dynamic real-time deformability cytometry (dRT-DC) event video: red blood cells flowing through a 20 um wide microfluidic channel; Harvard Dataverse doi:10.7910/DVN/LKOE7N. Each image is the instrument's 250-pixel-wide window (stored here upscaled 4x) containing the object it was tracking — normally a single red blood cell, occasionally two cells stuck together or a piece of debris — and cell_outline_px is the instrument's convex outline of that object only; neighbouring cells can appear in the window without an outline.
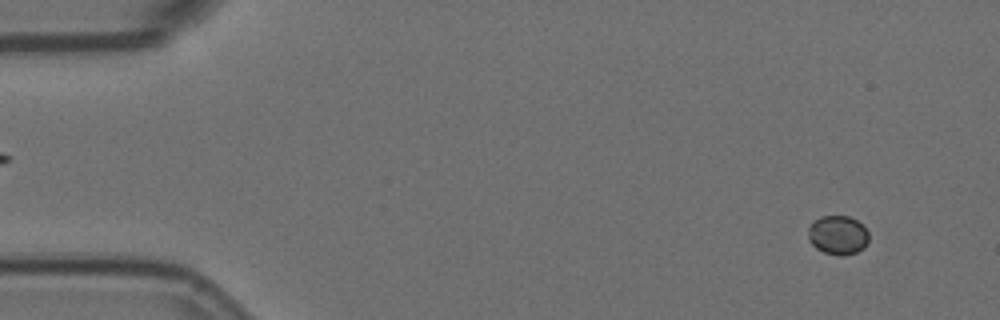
{"species": "Egyptian fruit bat (a non-hibernating species)", "species_latin": "Rousettus aegyptiacus", "temperature_condition": "room temperature", "stored_images_in_passage": 58, "camera_frame_rate_fps": 3000, "um_per_image_px": 0.085, "animal": {"sex": "female"}, "frame": {"image": 1, "passage_image": 5, "time_ms": 1.333, "image_size_px": [1000, 320], "cell_outline_px": [[868, 240], [864, 248], [856, 252], [840, 256], [824, 252], [816, 248], [808, 240], [808, 228], [820, 216], [848, 216], [856, 220], [868, 232]], "centroid_in_image_um": [71.21, 19.99], "position_along_channel_um": 13.8, "area_um2": 13.64}}
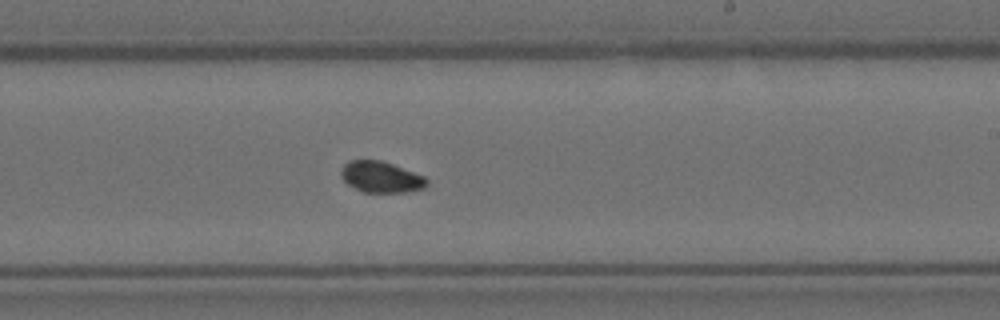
{"frame": {"image": 2, "passage_image": 35, "time_ms": 11.333, "image_size_px": [1000, 320], "cell_outline_px": [[428, 184], [424, 188], [408, 192], [364, 192], [348, 184], [340, 176], [340, 172], [344, 164], [348, 160], [380, 160], [392, 164], [424, 176], [428, 180]], "centroid_in_image_um": [32.38, 15.04], "position_along_channel_um": 256.6, "area_um2": 15.49}}
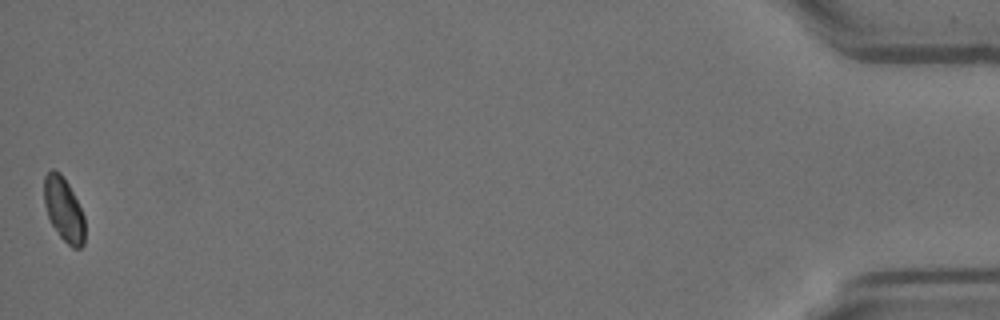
{"frame": {"image": 3, "passage_image": 58, "time_ms": 19.0, "image_size_px": [1000, 320], "cell_outline_px": [[84, 244], [80, 248], [72, 248], [60, 236], [52, 224], [48, 216], [44, 204], [44, 176], [52, 168], [60, 172], [68, 184], [84, 216]], "centroid_in_image_um": [5.41, 17.79], "position_along_channel_um": 429.8, "area_um2": 14.97}}